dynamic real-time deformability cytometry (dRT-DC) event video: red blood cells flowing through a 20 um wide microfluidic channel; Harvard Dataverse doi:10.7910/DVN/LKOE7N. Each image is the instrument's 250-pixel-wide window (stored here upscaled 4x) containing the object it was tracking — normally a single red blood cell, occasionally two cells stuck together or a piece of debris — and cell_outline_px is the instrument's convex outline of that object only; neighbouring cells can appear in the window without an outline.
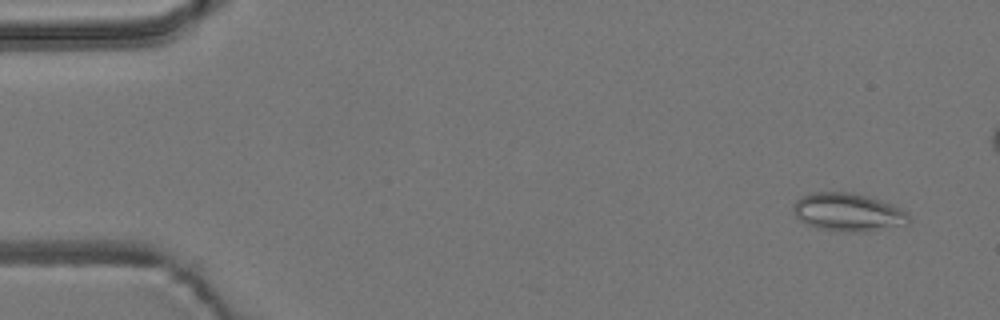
{"species": "common noctule bat (a hibernating species)", "species_latin": "Nyctalus noctula", "temperature_condition": "room temperature", "stored_images_in_passage": 3, "camera_frame_rate_fps": 3000, "um_per_image_px": 0.085, "animal": {"sex": "male", "body_mass_g": 19.2, "forearm_length_mm": 51.8}, "frame": {"image": 1, "passage_image": 1, "time_ms": 0.0, "image_size_px": [1000, 320], "cell_outline_px": [[908, 224], [864, 232], [840, 232], [816, 228], [800, 220], [792, 212], [792, 204], [800, 196], [812, 192], [852, 192], [880, 200], [900, 208], [908, 212]], "centroid_in_image_um": [72.03, 18.04], "position_along_channel_um": 13.0, "area_um2": 25.84}}